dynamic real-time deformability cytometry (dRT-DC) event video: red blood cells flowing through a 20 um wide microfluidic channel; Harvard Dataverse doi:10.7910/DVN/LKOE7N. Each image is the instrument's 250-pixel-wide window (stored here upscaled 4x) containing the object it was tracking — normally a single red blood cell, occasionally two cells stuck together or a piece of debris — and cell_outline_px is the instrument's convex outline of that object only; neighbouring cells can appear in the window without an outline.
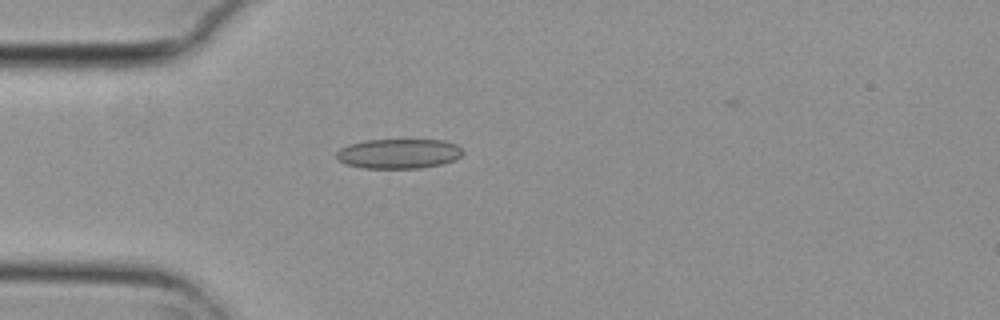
{"species": "common noctule bat (a hibernating species)", "species_latin": "Nyctalus noctula", "temperature_condition": "cold", "stored_images_in_passage": 4, "camera_frame_rate_fps": 3000, "um_per_image_px": 0.085, "animal": {"sex": "female", "body_mass_g": 29.2, "forearm_length_mm": 56.3}, "frame": {"image": 1, "passage_image": 3, "time_ms": 0.667, "image_size_px": [1000, 320], "cell_outline_px": [[464, 152], [456, 160], [444, 164], [420, 168], [364, 168], [344, 164], [336, 156], [336, 152], [340, 148], [348, 144], [364, 140], [444, 140], [456, 144]], "centroid_in_image_um": [33.9, 13.06], "position_along_channel_um": 51.1, "area_um2": 22.08}}